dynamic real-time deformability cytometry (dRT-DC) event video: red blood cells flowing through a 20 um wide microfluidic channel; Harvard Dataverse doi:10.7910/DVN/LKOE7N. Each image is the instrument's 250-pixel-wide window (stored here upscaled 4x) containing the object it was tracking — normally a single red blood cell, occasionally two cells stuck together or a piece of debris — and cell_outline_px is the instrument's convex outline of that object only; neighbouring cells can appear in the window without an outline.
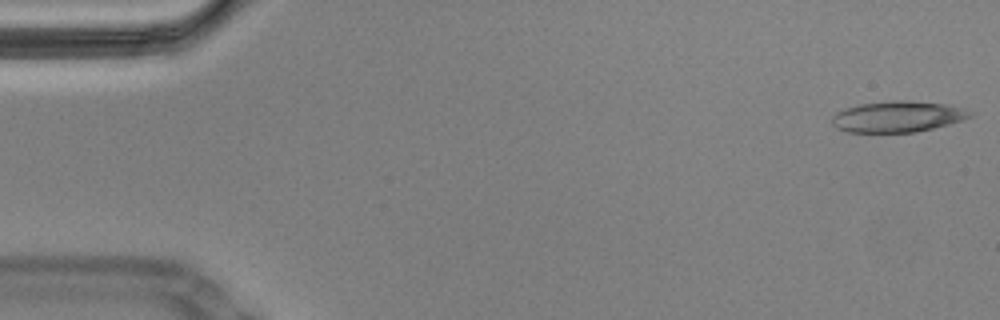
{"species": "Egyptian fruit bat (a non-hibernating species)", "species_latin": "Rousettus aegyptiacus", "temperature_condition": "cold", "stored_images_in_passage": 57, "camera_frame_rate_fps": 3000, "um_per_image_px": 0.085, "animal": {"sex": "male"}, "frame": {"image": 1, "passage_image": 1, "time_ms": 0.0, "image_size_px": [1000, 320], "cell_outline_px": [[972, 116], [948, 124], [916, 132], [848, 132], [836, 128], [832, 124], [832, 116], [836, 112], [844, 108], [860, 104], [892, 100], [908, 100], [944, 104], [964, 108], [972, 112]], "centroid_in_image_um": [76.26, 9.91], "position_along_channel_um": 8.7, "area_um2": 24.91}}
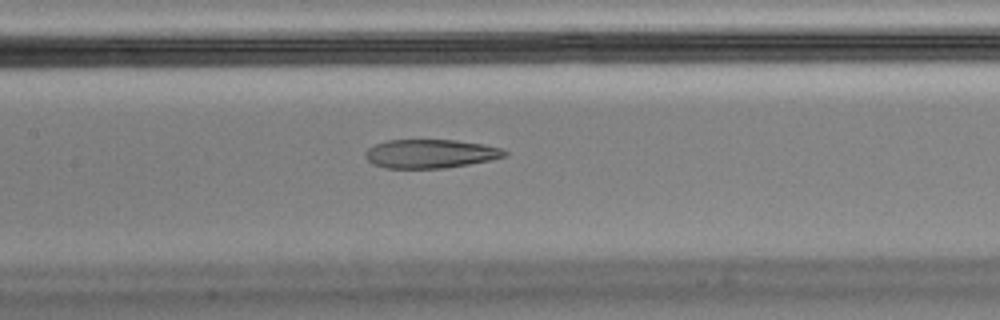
{"frame": {"image": 2, "passage_image": 26, "time_ms": 8.333, "image_size_px": [1000, 320], "cell_outline_px": [[508, 156], [468, 164], [444, 168], [384, 168], [372, 164], [364, 156], [364, 152], [368, 148], [376, 144], [388, 140], [456, 140], [484, 144], [504, 148], [508, 152]], "centroid_in_image_um": [36.59, 13.06], "position_along_channel_um": 170.8, "area_um2": 23.47}}
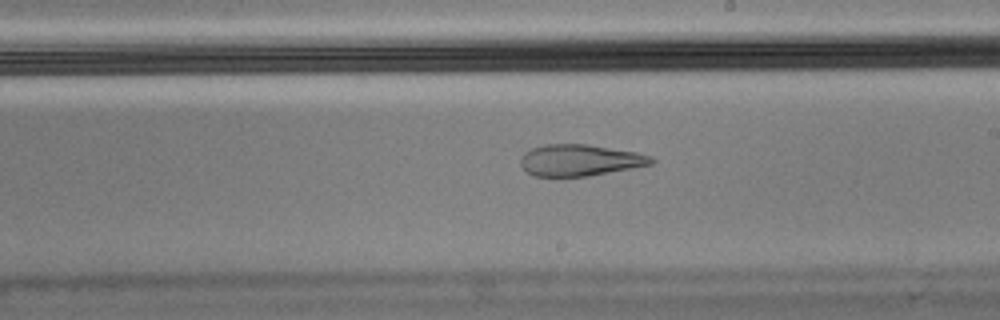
{"frame": {"image": 3, "passage_image": 32, "time_ms": 10.333, "image_size_px": [1000, 320], "cell_outline_px": [[656, 160], [652, 164], [632, 168], [588, 176], [536, 176], [528, 172], [520, 164], [520, 156], [524, 152], [532, 148], [544, 144], [588, 144], [636, 152], [652, 156]], "centroid_in_image_um": [49.29, 13.61], "position_along_channel_um": 239.7, "area_um2": 23.99}, "authors_computed_cell_mechanics": {"area_um2": 25.7788, "velocity_mm_per_s": 3.458, "shape_relaxation_time_tau1_ms": null, "shape_relaxation_time_tau2_ms": 3.5487, "deformation_change_tau1": null, "deformation_change_tau2": 0.1227}}